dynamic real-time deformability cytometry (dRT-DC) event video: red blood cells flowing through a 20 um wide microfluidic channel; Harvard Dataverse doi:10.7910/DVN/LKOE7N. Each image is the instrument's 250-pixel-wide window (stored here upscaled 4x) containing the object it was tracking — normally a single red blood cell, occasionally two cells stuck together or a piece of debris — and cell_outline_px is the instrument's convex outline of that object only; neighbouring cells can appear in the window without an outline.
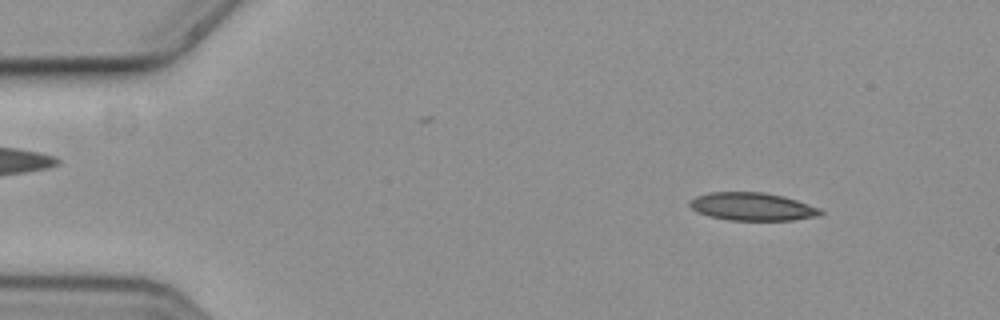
{"species": "common noctule bat (a hibernating species)", "species_latin": "Nyctalus noctula", "temperature_condition": "cold", "stored_images_in_passage": 54, "camera_frame_rate_fps": 3000, "um_per_image_px": 0.085, "animal": {"sex": "female", "body_mass_g": 19.3, "forearm_length_mm": 54.1}, "frame": {"image": 1, "passage_image": 6, "time_ms": 1.667, "image_size_px": [1000, 320], "cell_outline_px": [[824, 212], [820, 216], [792, 220], [728, 220], [708, 216], [696, 212], [688, 204], [696, 196], [712, 192], [764, 192], [784, 196], [820, 208]], "centroid_in_image_um": [63.96, 17.56], "position_along_channel_um": 21.0, "area_um2": 21.33}}
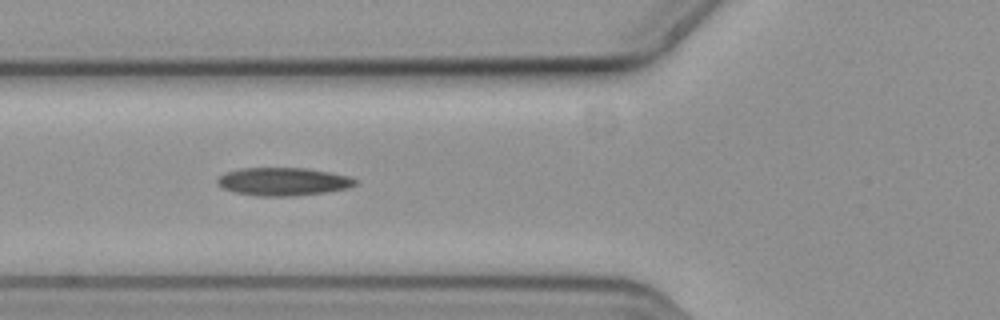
{"frame": {"image": 2, "passage_image": 20, "time_ms": 6.333, "image_size_px": [1000, 320], "cell_outline_px": [[360, 184], [348, 188], [328, 192], [292, 196], [256, 196], [236, 192], [224, 188], [216, 184], [216, 180], [224, 172], [240, 168], [308, 168], [348, 176], [356, 180]], "centroid_in_image_um": [24.08, 15.43], "position_along_channel_um": 101.7, "area_um2": 22.66}}
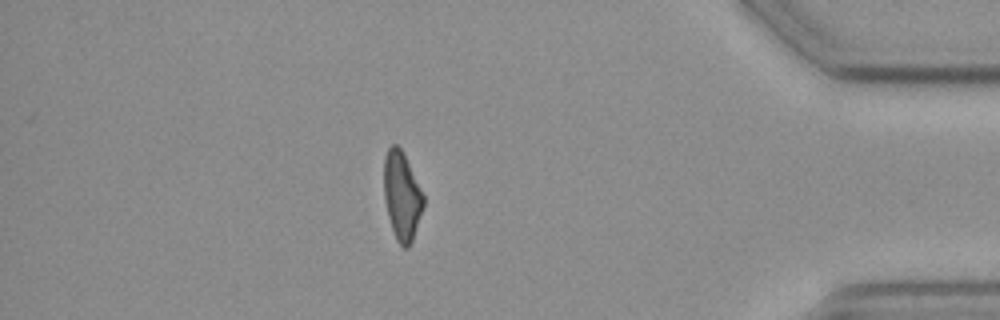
{"frame": {"image": 3, "passage_image": 48, "time_ms": 15.667, "image_size_px": [1000, 320], "cell_outline_px": [[424, 204], [412, 240], [408, 248], [404, 248], [396, 240], [388, 216], [384, 196], [384, 156], [388, 148], [392, 144], [396, 144], [400, 148], [424, 196]], "centroid_in_image_um": [34.14, 16.66], "position_along_channel_um": 401.1, "area_um2": 19.88}}